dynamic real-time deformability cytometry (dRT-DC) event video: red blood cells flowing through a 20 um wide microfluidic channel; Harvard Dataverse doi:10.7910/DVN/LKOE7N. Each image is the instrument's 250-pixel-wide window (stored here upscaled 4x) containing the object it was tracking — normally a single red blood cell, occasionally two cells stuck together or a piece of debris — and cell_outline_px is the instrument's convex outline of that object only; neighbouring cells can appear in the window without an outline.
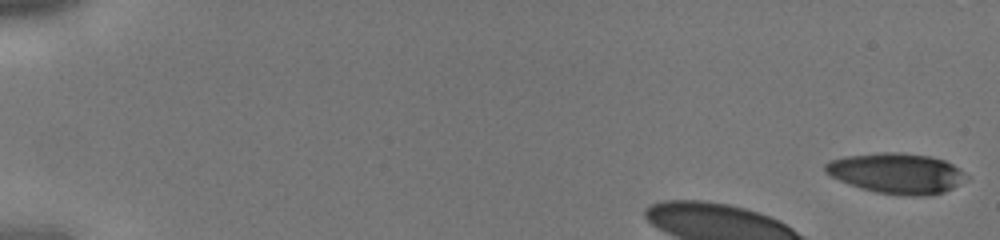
{"species": "human", "species_latin": "Homo sapiens", "temperature_condition": "cold", "stored_images_in_passage": 8, "camera_frame_rate_fps": 3000, "um_per_image_px": 0.085, "donor": {"sex": "male"}, "frame": {"image": 1, "passage_image": 1, "time_ms": 0.0, "image_size_px": [1000, 240], "cell_outline_px": [[968, 180], [944, 192], [928, 196], [904, 196], [876, 192], [860, 188], [848, 184], [824, 172], [824, 164], [828, 160], [844, 156], [884, 152], [900, 152], [928, 156], [944, 160], [960, 168], [968, 176]], "centroid_in_image_um": [76.22, 14.73], "position_along_channel_um": 8.8, "area_um2": 33.52}}
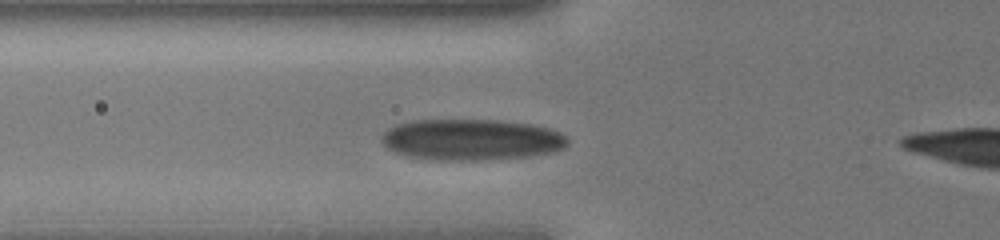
{"frame": {"image": 2, "passage_image": 7, "time_ms": 2.0, "image_size_px": [1000, 240], "cell_outline_px": [[568, 144], [564, 148], [548, 152], [528, 156], [476, 160], [440, 160], [408, 156], [396, 152], [388, 148], [380, 140], [380, 136], [388, 128], [396, 124], [412, 120], [500, 120], [532, 124], [548, 128], [560, 132], [568, 136]], "centroid_in_image_um": [40.05, 11.85], "position_along_channel_um": 85.7, "area_um2": 44.56}}